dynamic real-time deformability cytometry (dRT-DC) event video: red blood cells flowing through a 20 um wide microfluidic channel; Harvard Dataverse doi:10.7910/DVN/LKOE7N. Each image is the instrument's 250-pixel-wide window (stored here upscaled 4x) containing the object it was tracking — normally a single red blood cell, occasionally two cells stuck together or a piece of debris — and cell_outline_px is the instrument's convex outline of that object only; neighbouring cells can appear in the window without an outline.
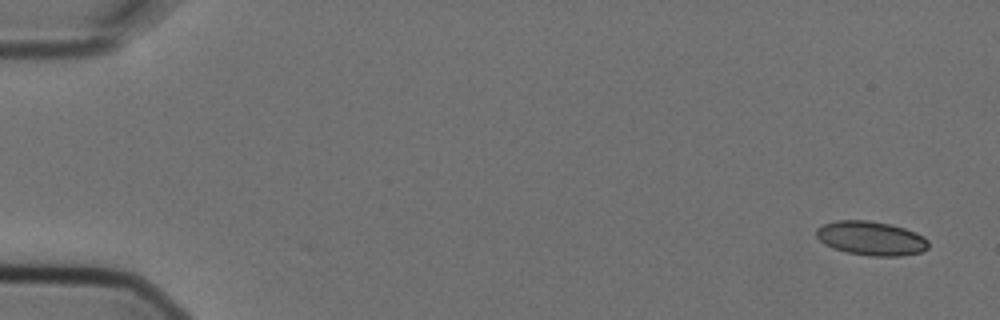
{"species": "Egyptian fruit bat (a non-hibernating species)", "species_latin": "Rousettus aegyptiacus", "temperature_condition": "cold", "stored_images_in_passage": 5, "camera_frame_rate_fps": 3000, "um_per_image_px": 0.085, "animal": {"sex": "female"}, "frame": {"image": 1, "passage_image": 1, "time_ms": 0.0, "image_size_px": [1000, 320], "cell_outline_px": [[928, 248], [920, 252], [900, 256], [872, 256], [848, 252], [832, 248], [824, 244], [816, 236], [816, 228], [824, 224], [836, 220], [868, 220], [892, 224], [916, 232], [924, 236], [928, 240]], "centroid_in_image_um": [74.04, 20.24], "position_along_channel_um": 11.0, "area_um2": 22.37}}
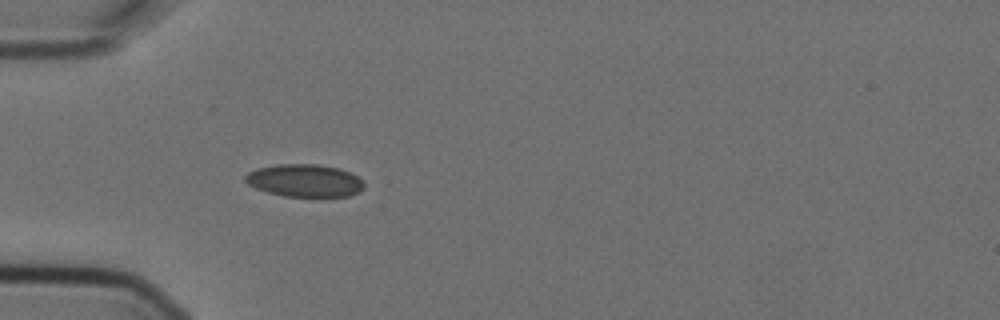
{"frame": {"image": 2, "passage_image": 5, "time_ms": 1.333, "image_size_px": [1000, 320], "cell_outline_px": [[364, 188], [360, 192], [348, 196], [284, 196], [268, 192], [256, 188], [248, 184], [244, 180], [244, 176], [248, 172], [256, 168], [276, 164], [316, 164], [340, 168], [364, 180]], "centroid_in_image_um": [25.89, 15.34], "position_along_channel_um": 59.1, "area_um2": 22.66}}